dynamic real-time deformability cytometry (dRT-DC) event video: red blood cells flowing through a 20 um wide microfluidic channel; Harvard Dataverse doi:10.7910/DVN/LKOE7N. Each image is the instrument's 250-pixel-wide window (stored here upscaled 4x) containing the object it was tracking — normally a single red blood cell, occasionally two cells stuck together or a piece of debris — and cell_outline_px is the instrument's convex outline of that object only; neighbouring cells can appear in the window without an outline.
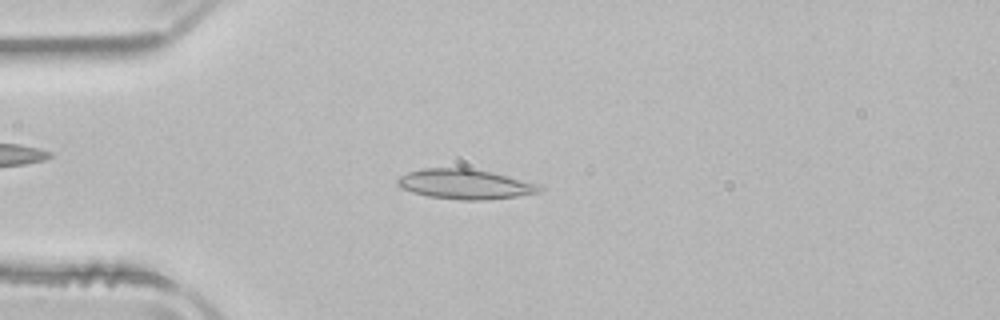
{"species": "common noctule bat (a hibernating species)", "species_latin": "Nyctalus noctula", "temperature_condition": "room temperature", "stored_images_in_passage": 50, "camera_frame_rate_fps": 3000, "um_per_image_px": 0.085, "animal": {"sex": "male", "body_mass_g": 21.5, "forearm_length_mm": 52.0}, "frame": {"image": 1, "passage_image": 12, "time_ms": 3.667, "image_size_px": [1000, 320], "cell_outline_px": [[544, 188], [540, 192], [516, 196], [484, 200], [460, 200], [428, 196], [412, 192], [396, 184], [396, 180], [400, 176], [408, 172], [424, 168], [468, 168], [492, 172], [540, 184]], "centroid_in_image_um": [39.54, 15.65], "position_along_channel_um": 45.5, "area_um2": 24.68}}
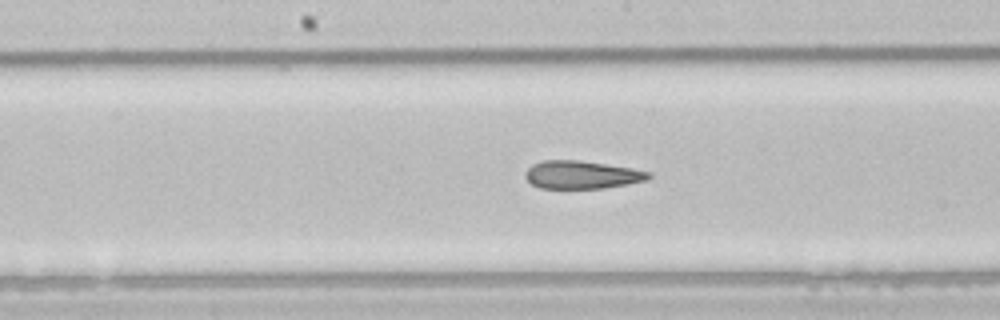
{"frame": {"image": 2, "passage_image": 25, "time_ms": 8.0, "image_size_px": [1000, 320], "cell_outline_px": [[652, 176], [648, 180], [604, 188], [540, 188], [532, 184], [524, 176], [524, 172], [532, 164], [544, 160], [580, 160], [632, 168], [652, 172]], "centroid_in_image_um": [49.46, 14.85], "position_along_channel_um": 198.7, "area_um2": 20.17}}
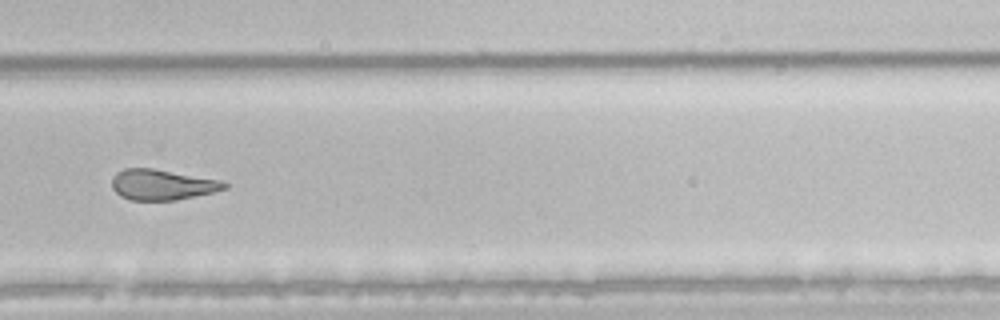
{"frame": {"image": 3, "passage_image": 34, "time_ms": 11.0, "image_size_px": [1000, 320], "cell_outline_px": [[228, 188], [212, 192], [176, 200], [132, 200], [120, 196], [112, 188], [112, 176], [116, 172], [124, 168], [152, 168], [220, 180], [228, 184]], "centroid_in_image_um": [13.75, 15.69], "position_along_channel_um": 316.1, "area_um2": 19.94}, "authors_computed_cell_mechanics": {"area_um2": 22.7443, "velocity_mm_per_s": 3.937, "shape_relaxation_time_tau1_ms": null, "shape_relaxation_time_tau2_ms": 3.4364, "deformation_change_tau1": null, "deformation_change_tau2": 0.1277}}